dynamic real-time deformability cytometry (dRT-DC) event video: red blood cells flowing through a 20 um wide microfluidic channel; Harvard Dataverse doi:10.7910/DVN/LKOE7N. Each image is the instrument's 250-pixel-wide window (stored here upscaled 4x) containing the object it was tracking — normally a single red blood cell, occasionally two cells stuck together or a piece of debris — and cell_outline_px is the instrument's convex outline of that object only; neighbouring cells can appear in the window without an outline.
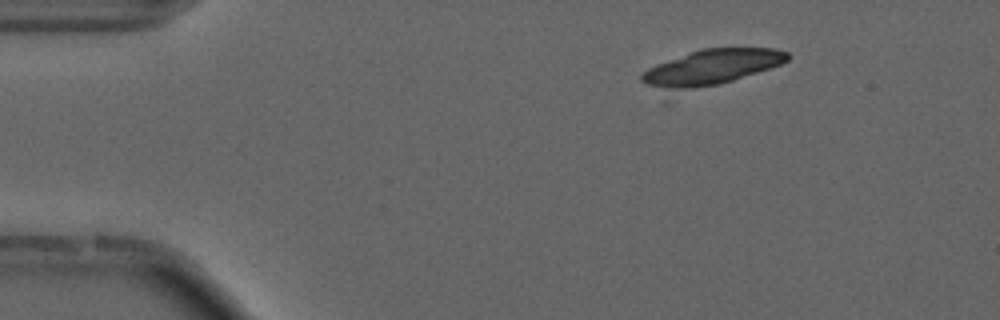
{"species": "common noctule bat (a hibernating species)", "species_latin": "Nyctalus noctula", "temperature_condition": "cold", "stored_images_in_passage": 11, "camera_frame_rate_fps": 3000, "um_per_image_px": 0.085, "animal": {"sex": "male", "forearm_length_mm": 52.5}, "frame": {"image": 1, "passage_image": 4, "time_ms": 1.0, "image_size_px": [1000, 320], "cell_outline_px": [[792, 56], [788, 60], [780, 64], [720, 84], [692, 88], [664, 88], [648, 84], [640, 80], [640, 76], [648, 68], [656, 64], [700, 48], [776, 48], [788, 52]], "centroid_in_image_um": [60.52, 5.67], "position_along_channel_um": 24.5, "area_um2": 29.19}}